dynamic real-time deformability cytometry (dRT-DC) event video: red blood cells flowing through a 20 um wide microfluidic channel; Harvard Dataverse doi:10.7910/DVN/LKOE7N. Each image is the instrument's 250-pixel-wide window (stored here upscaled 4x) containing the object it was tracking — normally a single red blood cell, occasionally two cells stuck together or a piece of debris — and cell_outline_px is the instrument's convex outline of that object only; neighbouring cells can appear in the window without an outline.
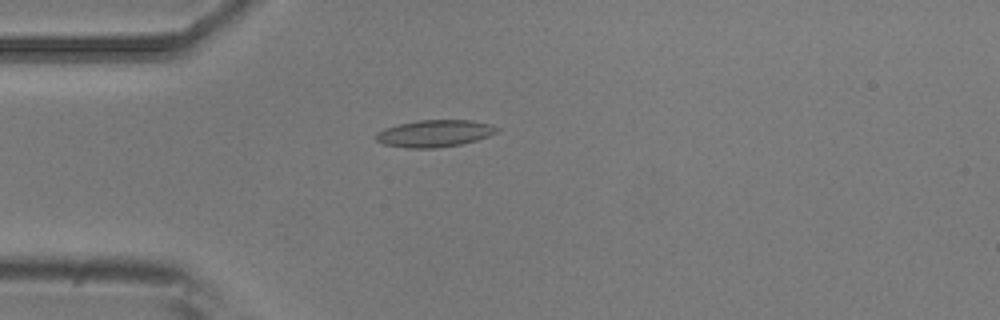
{"species": "common noctule bat (a hibernating species)", "species_latin": "Nyctalus noctula", "temperature_condition": "room temperature", "stored_images_in_passage": 2, "camera_frame_rate_fps": 3000, "um_per_image_px": 0.085, "animal": {"sex": "male", "body_mass_g": 20.5, "forearm_length_mm": 52.5}, "frame": {"image": 1, "passage_image": 1, "time_ms": 0.0, "image_size_px": [1000, 320], "cell_outline_px": [[500, 128], [496, 132], [488, 136], [476, 140], [460, 144], [436, 148], [404, 148], [384, 144], [376, 140], [376, 132], [384, 128], [400, 124], [420, 120], [472, 120], [492, 124]], "centroid_in_image_um": [36.94, 11.34], "position_along_channel_um": 48.1, "area_um2": 19.02}}